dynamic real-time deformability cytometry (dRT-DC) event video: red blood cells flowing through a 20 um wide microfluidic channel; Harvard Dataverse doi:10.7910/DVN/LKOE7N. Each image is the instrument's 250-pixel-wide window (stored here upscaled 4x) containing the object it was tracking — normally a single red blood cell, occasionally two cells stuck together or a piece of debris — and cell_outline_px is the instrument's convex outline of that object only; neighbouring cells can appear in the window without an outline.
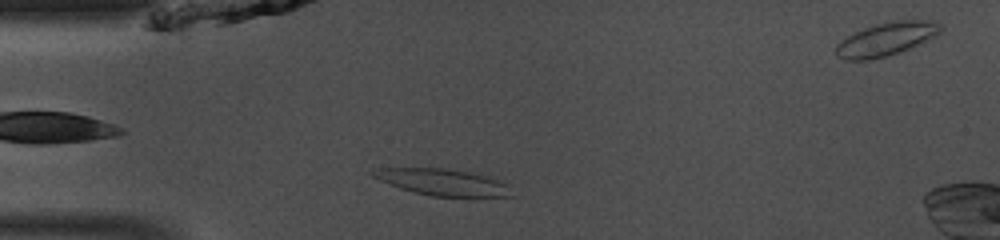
{"species": "common noctule bat (a hibernating species)", "species_latin": "Nyctalus noctula", "temperature_condition": "room temperature", "stored_images_in_passage": 37, "camera_frame_rate_fps": 3000, "um_per_image_px": 0.085, "animal": {"sex": "male", "body_mass_g": 13.0, "forearm_length_mm": 53.1}, "frame": {"image": 1, "passage_image": 4, "time_ms": 1.0, "image_size_px": [1000, 240], "cell_outline_px": [[512, 196], [432, 196], [412, 192], [400, 188], [380, 180], [372, 176], [368, 172], [380, 168], [444, 168], [480, 172], [504, 184]], "centroid_in_image_um": [37.56, 15.46], "position_along_channel_um": 47.4, "area_um2": 21.21}}
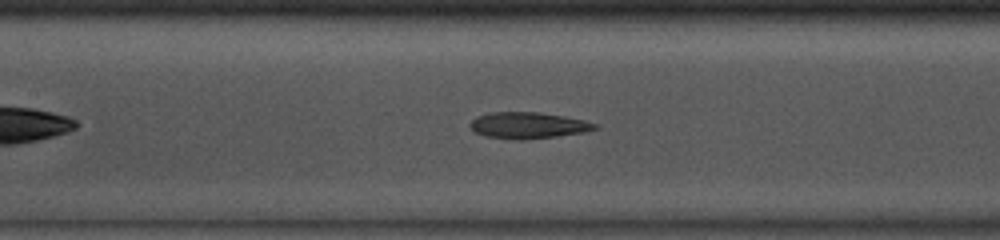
{"frame": {"image": 2, "passage_image": 13, "time_ms": 4.0, "image_size_px": [1000, 240], "cell_outline_px": [[596, 128], [584, 132], [556, 136], [488, 136], [476, 132], [468, 124], [476, 116], [492, 112], [540, 112], [564, 116], [584, 120], [596, 124]], "centroid_in_image_um": [44.9, 10.58], "position_along_channel_um": 162.5, "area_um2": 17.86}}
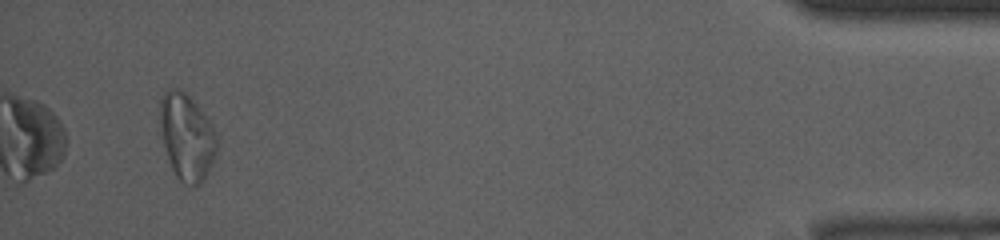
{"frame": {"image": 3, "passage_image": 37, "time_ms": 12.0, "image_size_px": [1000, 240], "cell_outline_px": [[216, 152], [212, 164], [208, 172], [200, 184], [192, 184], [180, 180], [176, 176], [172, 168], [164, 144], [160, 116], [160, 96], [168, 88], [180, 88], [196, 104], [212, 124], [216, 136]], "centroid_in_image_um": [15.88, 11.59], "position_along_channel_um": 419.3, "area_um2": 28.03}, "authors_computed_cell_mechanics": {"area_um2": 19.7098, "velocity_mm_per_s": 4.1395, "shape_relaxation_time_tau1_ms": null, "shape_relaxation_time_tau2_ms": 6.4138, "deformation_change_tau1": null, "deformation_change_tau2": 0.172}}